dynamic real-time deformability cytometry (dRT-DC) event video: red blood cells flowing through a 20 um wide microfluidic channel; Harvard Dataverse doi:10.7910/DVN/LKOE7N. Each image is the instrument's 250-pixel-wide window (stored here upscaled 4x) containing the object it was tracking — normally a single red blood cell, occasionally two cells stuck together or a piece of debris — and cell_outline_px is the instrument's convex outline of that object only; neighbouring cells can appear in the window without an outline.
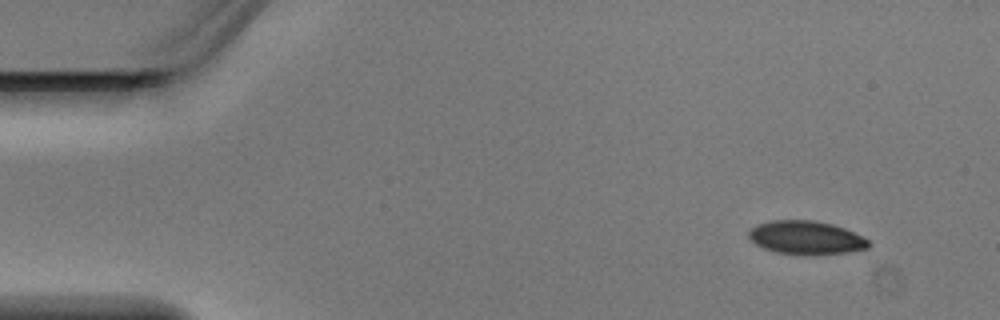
{"species": "Egyptian fruit bat (a non-hibernating species)", "species_latin": "Rousettus aegyptiacus", "temperature_condition": "warm", "stored_images_in_passage": 3, "camera_frame_rate_fps": 3000, "um_per_image_px": 0.085, "animal": {"sex": "male"}, "frame": {"image": 1, "passage_image": 1, "time_ms": 0.0, "image_size_px": [1000, 320], "cell_outline_px": [[872, 244], [868, 248], [848, 252], [816, 256], [808, 256], [776, 252], [764, 248], [756, 244], [748, 236], [748, 232], [756, 224], [772, 220], [816, 220], [832, 224], [844, 228], [868, 240]], "centroid_in_image_um": [68.52, 20.21], "position_along_channel_um": 16.5, "area_um2": 23.64}}